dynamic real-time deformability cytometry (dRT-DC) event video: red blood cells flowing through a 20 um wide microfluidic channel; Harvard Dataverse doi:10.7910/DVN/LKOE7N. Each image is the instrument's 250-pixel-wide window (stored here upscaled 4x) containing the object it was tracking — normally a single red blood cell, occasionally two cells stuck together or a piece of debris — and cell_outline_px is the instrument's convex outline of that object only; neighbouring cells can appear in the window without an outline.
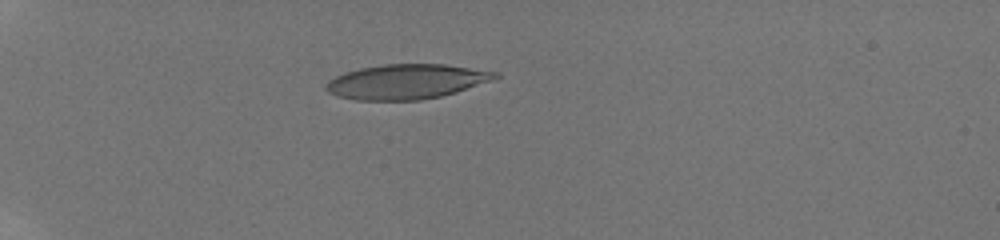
{"species": "human", "species_latin": "Homo sapiens", "temperature_condition": "room temperature", "stored_images_in_passage": 24, "camera_frame_rate_fps": 3000, "um_per_image_px": 0.085, "donor": {"sex": "male"}, "frame": {"image": 1, "passage_image": 1, "time_ms": 0.0, "image_size_px": [1000, 240], "cell_outline_px": [[500, 76], [492, 80], [456, 92], [440, 96], [420, 100], [356, 100], [336, 96], [328, 92], [324, 88], [324, 84], [328, 80], [344, 72], [360, 68], [384, 64], [444, 64], [500, 72]], "centroid_in_image_um": [34.52, 6.93], "position_along_channel_um": 50.5, "area_um2": 34.39}}
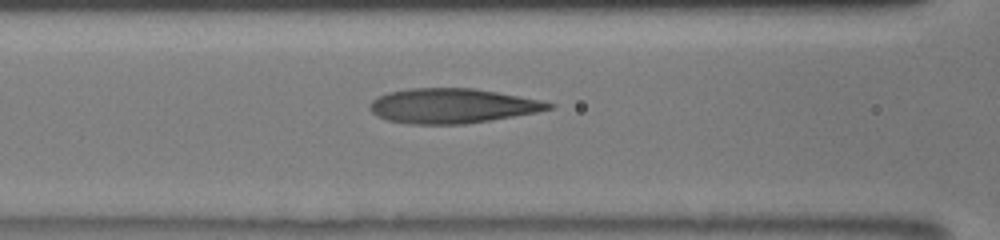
{"frame": {"image": 2, "passage_image": 14, "time_ms": 3.0, "image_size_px": [1000, 240], "cell_outline_px": [[556, 104], [552, 108], [536, 112], [492, 120], [464, 124], [408, 124], [388, 120], [376, 116], [368, 108], [372, 100], [388, 92], [412, 88], [472, 88], [496, 92], [540, 100]], "centroid_in_image_um": [38.41, 9.0], "position_along_channel_um": 128.2, "area_um2": 36.07}}
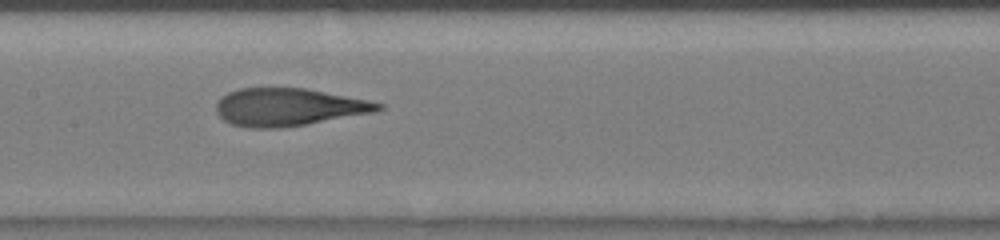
{"frame": {"image": 3, "passage_image": 23, "time_ms": 4.333, "image_size_px": [1000, 240], "cell_outline_px": [[384, 108], [376, 112], [280, 128], [248, 128], [232, 124], [224, 120], [216, 112], [216, 104], [220, 96], [228, 92], [240, 88], [304, 88], [368, 100], [384, 104]], "centroid_in_image_um": [24.5, 9.1], "position_along_channel_um": 182.9, "area_um2": 35.43}}